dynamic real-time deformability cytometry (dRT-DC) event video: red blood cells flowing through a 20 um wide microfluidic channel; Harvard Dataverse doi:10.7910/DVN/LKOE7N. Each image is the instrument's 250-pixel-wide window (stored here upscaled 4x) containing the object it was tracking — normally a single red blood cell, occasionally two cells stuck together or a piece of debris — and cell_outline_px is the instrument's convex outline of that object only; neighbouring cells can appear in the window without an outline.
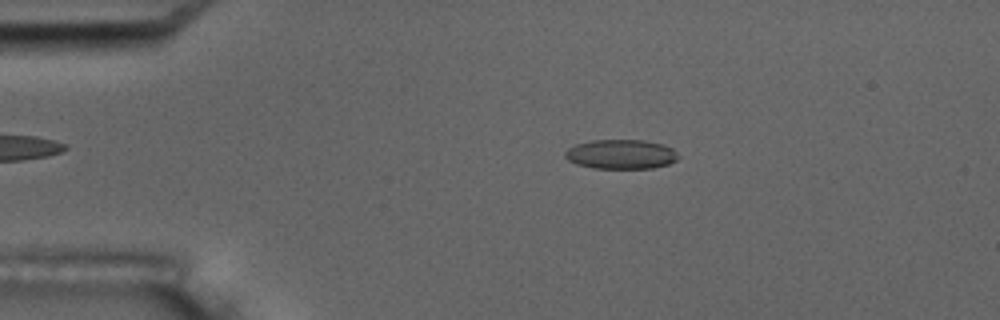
{"species": "common noctule bat (a hibernating species)", "species_latin": "Nyctalus noctula", "temperature_condition": "room temperature", "stored_images_in_passage": 13, "camera_frame_rate_fps": 3000, "um_per_image_px": 0.085, "animal": {"sex": "male", "body_mass_g": 17.5, "forearm_length_mm": 52.3}, "frame": {"image": 1, "passage_image": 3, "time_ms": 2.0, "image_size_px": [1000, 320], "cell_outline_px": [[680, 156], [676, 160], [668, 164], [652, 168], [592, 168], [576, 164], [568, 160], [564, 156], [564, 152], [568, 148], [576, 144], [592, 140], [644, 140], [664, 144], [672, 148]], "centroid_in_image_um": [52.78, 13.11], "position_along_channel_um": 32.2, "area_um2": 19.54}}
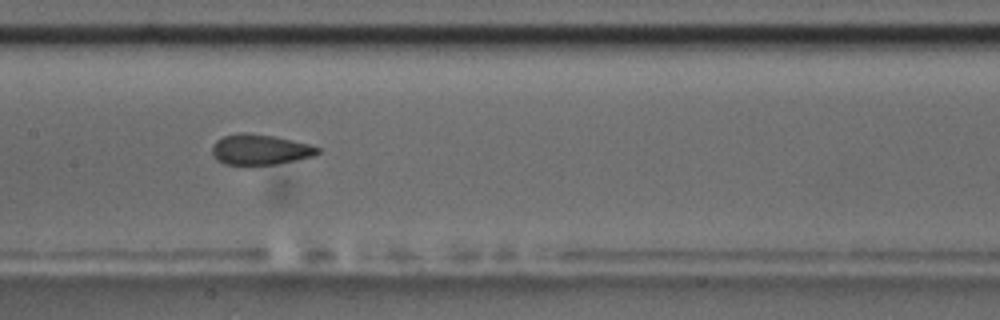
{"frame": {"image": 2, "passage_image": 8, "time_ms": 7.667, "image_size_px": [1000, 320], "cell_outline_px": [[320, 152], [312, 156], [296, 160], [276, 164], [224, 164], [216, 160], [212, 152], [212, 144], [216, 140], [224, 136], [236, 132], [244, 132], [276, 136], [308, 144], [320, 148]], "centroid_in_image_um": [22.07, 12.7], "position_along_channel_um": 185.3, "area_um2": 18.73}, "authors_computed_cell_mechanics": {"area_um2": 19.1318, "velocity_mm_per_s": 3.5148, "shape_relaxation_time_tau1_ms": 8.7249, "shape_relaxation_time_tau2_ms": 1.1495, "deformation_change_tau1": 0.1902, "deformation_change_tau2": 0.0406}}